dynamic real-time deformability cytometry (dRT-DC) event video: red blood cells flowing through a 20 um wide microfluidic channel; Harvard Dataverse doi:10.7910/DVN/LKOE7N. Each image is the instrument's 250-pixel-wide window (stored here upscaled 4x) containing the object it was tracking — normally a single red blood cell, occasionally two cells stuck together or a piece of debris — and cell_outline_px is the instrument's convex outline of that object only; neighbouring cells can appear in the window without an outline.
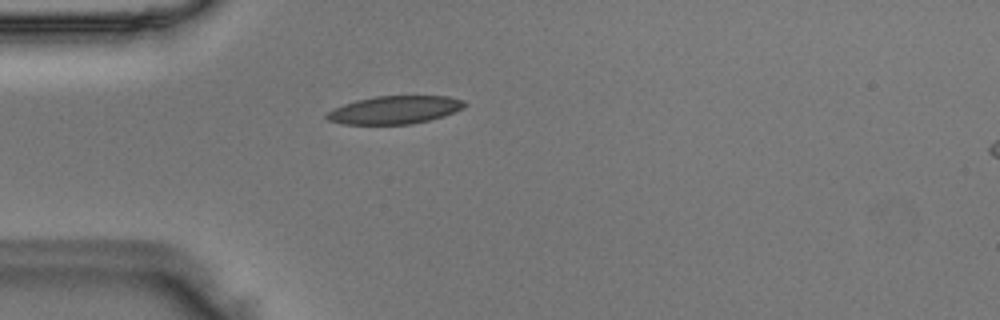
{"species": "Egyptian fruit bat (a non-hibernating species)", "species_latin": "Rousettus aegyptiacus", "temperature_condition": "room temperature", "stored_images_in_passage": 37, "camera_frame_rate_fps": 3000, "um_per_image_px": 0.085, "animal": {"sex": "male"}, "frame": {"image": 1, "passage_image": 1, "time_ms": 0.0, "image_size_px": [1000, 320], "cell_outline_px": [[468, 104], [464, 108], [444, 116], [412, 124], [344, 124], [328, 120], [324, 116], [328, 112], [344, 104], [356, 100], [376, 96], [448, 96], [464, 100]], "centroid_in_image_um": [33.59, 9.34], "position_along_channel_um": 51.4, "area_um2": 22.43}}
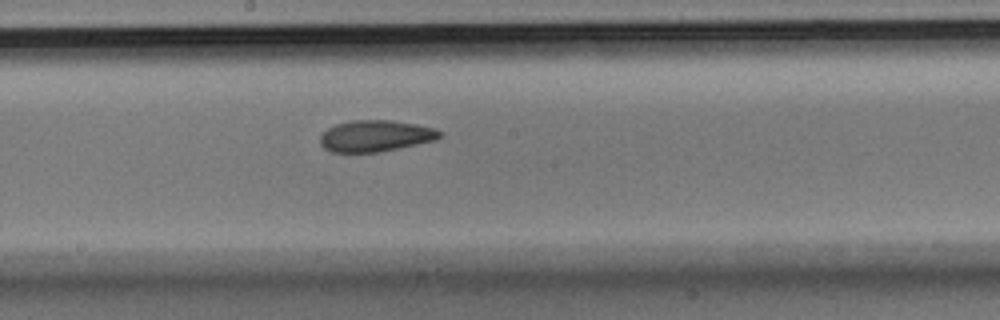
{"frame": {"image": 2, "passage_image": 14, "time_ms": 4.333, "image_size_px": [1000, 320], "cell_outline_px": [[444, 136], [436, 140], [380, 152], [332, 152], [324, 148], [320, 144], [320, 136], [328, 128], [336, 124], [348, 120], [388, 120], [412, 124], [432, 128], [444, 132]], "centroid_in_image_um": [31.91, 11.56], "position_along_channel_um": 216.3, "area_um2": 21.85}}
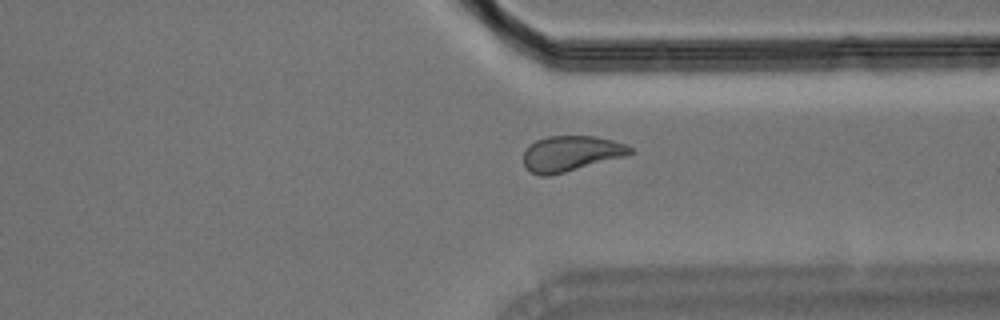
{"frame": {"image": 3, "passage_image": 25, "time_ms": 8.0, "image_size_px": [1000, 320], "cell_outline_px": [[632, 152], [624, 156], [552, 176], [540, 176], [532, 172], [524, 164], [524, 152], [528, 144], [536, 140], [548, 136], [596, 136], [628, 144], [632, 148]], "centroid_in_image_um": [48.51, 13.04], "position_along_channel_um": 362.9, "area_um2": 22.08}}